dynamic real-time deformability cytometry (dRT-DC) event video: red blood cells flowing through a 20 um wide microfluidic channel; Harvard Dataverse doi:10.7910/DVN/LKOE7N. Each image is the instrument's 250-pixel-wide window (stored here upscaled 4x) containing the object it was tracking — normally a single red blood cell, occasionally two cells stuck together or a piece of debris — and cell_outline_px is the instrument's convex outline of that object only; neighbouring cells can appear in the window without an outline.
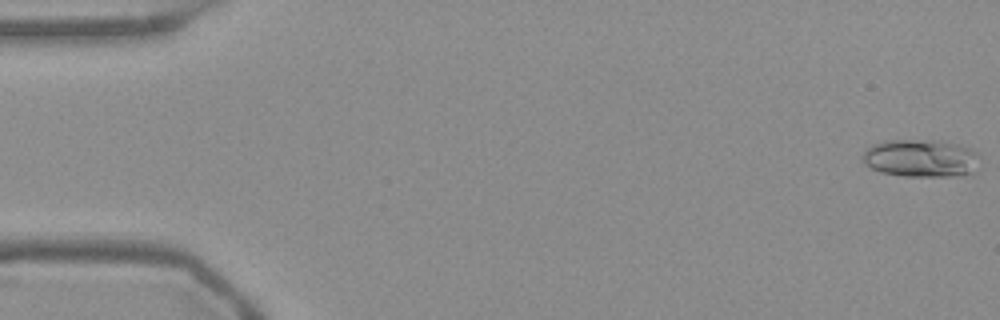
{"species": "Egyptian fruit bat (a non-hibernating species)", "species_latin": "Rousettus aegyptiacus", "temperature_condition": "warm", "stored_images_in_passage": 54, "camera_frame_rate_fps": 3000, "um_per_image_px": 0.085, "frame": {"image": 1, "passage_image": 1, "time_ms": 0.0, "image_size_px": [1000, 320], "cell_outline_px": [[976, 152], [972, 172], [948, 176], [904, 176], [880, 172], [864, 164], [860, 156], [864, 148], [872, 144], [884, 140], [940, 140], [956, 144], [968, 148]], "centroid_in_image_um": [78.11, 13.42], "position_along_channel_um": 6.9, "area_um2": 25.49}}
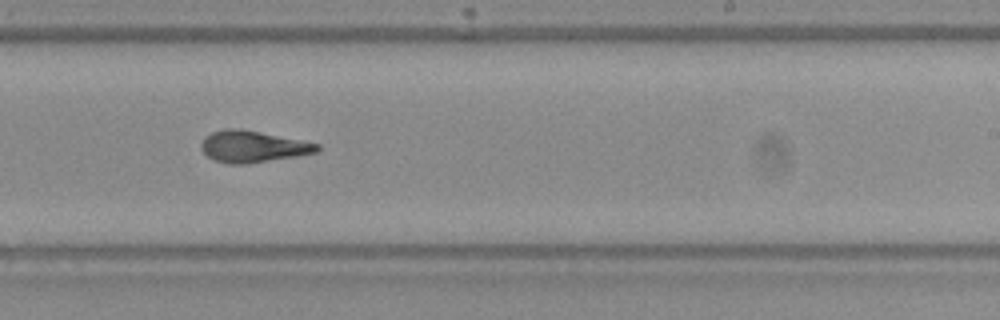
{"frame": {"image": 2, "passage_image": 33, "time_ms": 10.667, "image_size_px": [1000, 320], "cell_outline_px": [[320, 148], [316, 152], [300, 156], [244, 164], [228, 164], [212, 160], [200, 148], [200, 144], [204, 136], [212, 132], [224, 128], [240, 128], [320, 144]], "centroid_in_image_um": [21.45, 12.46], "position_along_channel_um": 267.6, "area_um2": 21.44}}
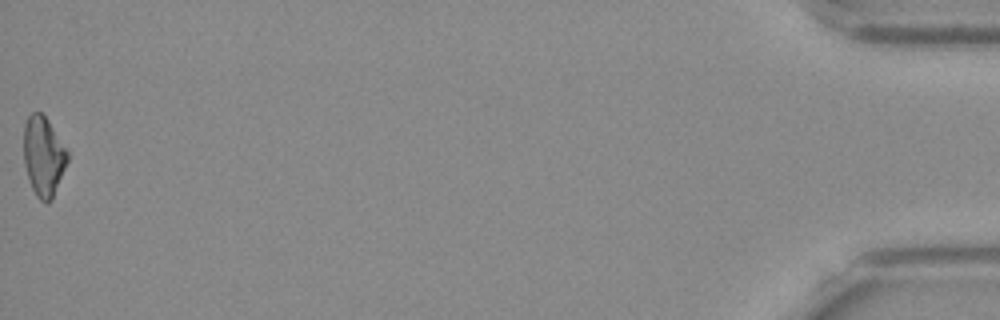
{"frame": {"image": 3, "passage_image": 54, "time_ms": 17.667, "image_size_px": [1000, 320], "cell_outline_px": [[68, 160], [52, 200], [48, 204], [40, 200], [36, 196], [32, 188], [24, 164], [24, 124], [28, 116], [32, 112], [40, 112], [48, 120], [68, 152]], "centroid_in_image_um": [3.69, 13.3], "position_along_channel_um": 431.5, "area_um2": 20.17}, "authors_computed_cell_mechanics": {"area_um2": 21.1259, "velocity_mm_per_s": 3.7906, "shape_relaxation_time_tau1_ms": 4.0649, "shape_relaxation_time_tau2_ms": 2.2736, "deformation_change_tau1": 0.1782, "deformation_change_tau2": 0.1007}}